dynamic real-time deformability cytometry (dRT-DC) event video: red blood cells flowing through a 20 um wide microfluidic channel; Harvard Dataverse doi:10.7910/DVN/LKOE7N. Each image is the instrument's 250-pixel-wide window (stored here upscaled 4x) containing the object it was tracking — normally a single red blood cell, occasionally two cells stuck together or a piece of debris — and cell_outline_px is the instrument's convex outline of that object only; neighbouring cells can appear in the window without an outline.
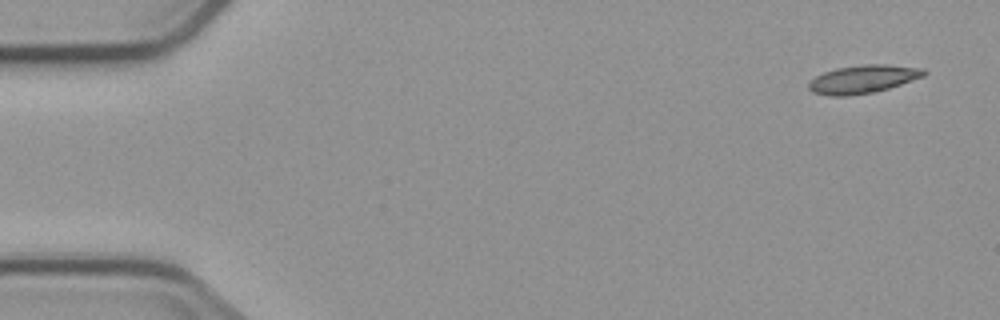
{"species": "common noctule bat (a hibernating species)", "species_latin": "Nyctalus noctula", "temperature_condition": "cold", "stored_images_in_passage": 7, "camera_frame_rate_fps": 3000, "um_per_image_px": 0.085, "animal": {"sex": "male", "body_mass_g": 23.1, "forearm_length_mm": 52.7}, "frame": {"image": 1, "passage_image": 1, "time_ms": 0.0, "image_size_px": [1000, 320], "cell_outline_px": [[928, 72], [924, 76], [876, 92], [844, 96], [832, 96], [812, 92], [808, 88], [808, 84], [816, 76], [824, 72], [836, 68], [864, 64], [884, 64], [924, 68]], "centroid_in_image_um": [73.36, 6.72], "position_along_channel_um": 11.6, "area_um2": 18.84}}
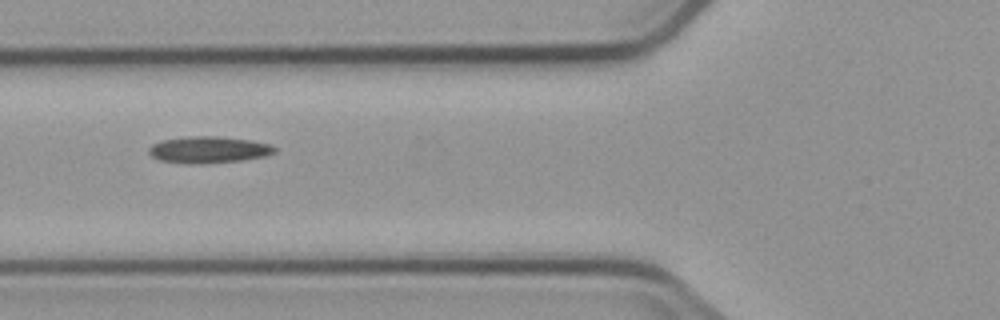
{"frame": {"image": 2, "passage_image": 6, "time_ms": 6.0, "image_size_px": [1000, 320], "cell_outline_px": [[276, 152], [264, 156], [240, 160], [204, 164], [188, 164], [160, 160], [152, 156], [148, 152], [148, 148], [152, 144], [160, 140], [188, 136], [216, 136], [252, 140], [272, 144], [276, 148]], "centroid_in_image_um": [17.72, 12.72], "position_along_channel_um": 108.1, "area_um2": 19.71}}
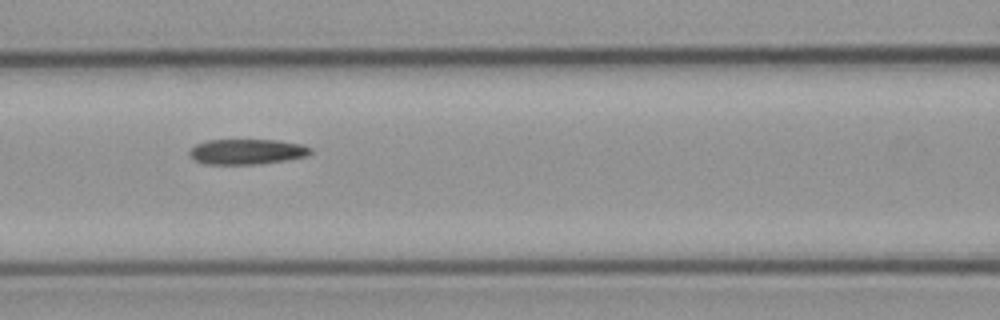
{"frame": {"image": 3, "passage_image": 7, "time_ms": 7.0, "image_size_px": [1000, 320], "cell_outline_px": [[312, 152], [308, 156], [288, 160], [260, 164], [204, 164], [192, 160], [188, 152], [196, 144], [208, 140], [276, 140], [300, 144], [312, 148]], "centroid_in_image_um": [20.98, 12.9], "position_along_channel_um": 145.6, "area_um2": 18.03}}